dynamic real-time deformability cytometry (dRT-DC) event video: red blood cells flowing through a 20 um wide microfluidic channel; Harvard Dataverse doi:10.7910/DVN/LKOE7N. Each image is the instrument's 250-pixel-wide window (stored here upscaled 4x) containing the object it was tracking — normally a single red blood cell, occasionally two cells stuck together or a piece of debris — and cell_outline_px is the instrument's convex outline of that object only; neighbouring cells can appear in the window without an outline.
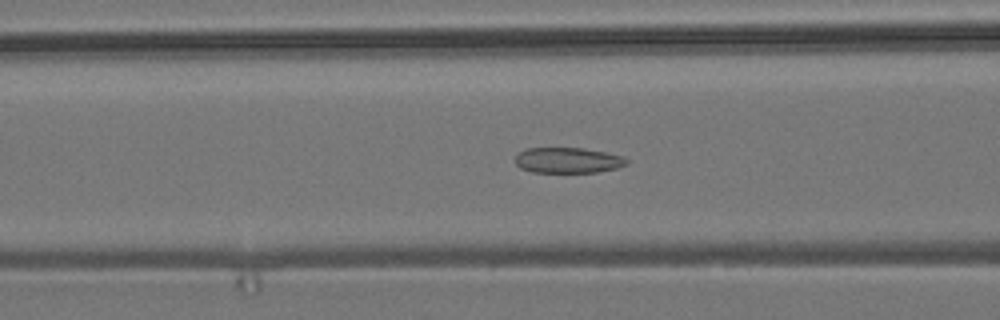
{"species": "common noctule bat (a hibernating species)", "species_latin": "Nyctalus noctula", "temperature_condition": "room temperature", "stored_images_in_passage": 45, "camera_frame_rate_fps": 3000, "um_per_image_px": 0.085, "animal": {"sex": "male", "body_mass_g": 19.2, "forearm_length_mm": 51.8}, "frame": {"image": 1, "passage_image": 11, "time_ms": 3.333, "image_size_px": [1000, 320], "cell_outline_px": [[628, 164], [616, 168], [596, 172], [532, 172], [520, 168], [516, 164], [516, 156], [520, 152], [528, 148], [584, 148], [624, 156], [628, 160]], "centroid_in_image_um": [48.29, 13.62], "position_along_channel_um": 118.3, "area_um2": 16.53}}
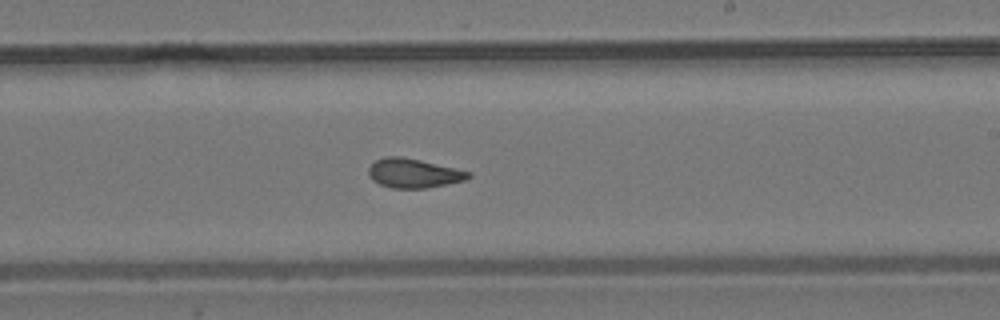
{"frame": {"image": 2, "passage_image": 22, "time_ms": 7.0, "image_size_px": [1000, 320], "cell_outline_px": [[472, 176], [464, 180], [424, 188], [392, 188], [380, 184], [372, 180], [368, 176], [368, 168], [376, 160], [384, 156], [400, 156], [420, 160], [472, 172]], "centroid_in_image_um": [35.12, 14.71], "position_along_channel_um": 253.9, "area_um2": 16.88}}
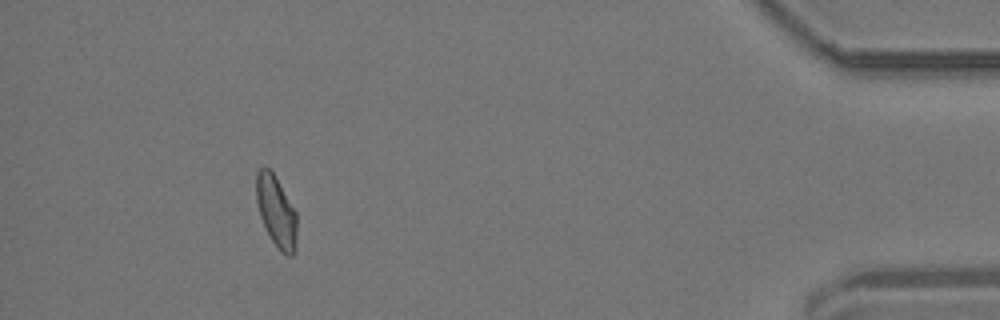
{"frame": {"image": 3, "passage_image": 40, "time_ms": 13.0, "image_size_px": [1000, 320], "cell_outline_px": [[296, 252], [292, 256], [288, 256], [280, 252], [276, 248], [260, 216], [256, 200], [256, 172], [260, 168], [268, 168], [272, 172], [296, 212]], "centroid_in_image_um": [23.48, 18.02], "position_along_channel_um": 411.7, "area_um2": 16.65}, "authors_computed_cell_mechanics": {"area_um2": 16.8776, "velocity_mm_per_s": 3.6899, "shape_relaxation_time_tau1_ms": null, "shape_relaxation_time_tau2_ms": 1.3197, "deformation_change_tau1": null, "deformation_change_tau2": 0.075}}